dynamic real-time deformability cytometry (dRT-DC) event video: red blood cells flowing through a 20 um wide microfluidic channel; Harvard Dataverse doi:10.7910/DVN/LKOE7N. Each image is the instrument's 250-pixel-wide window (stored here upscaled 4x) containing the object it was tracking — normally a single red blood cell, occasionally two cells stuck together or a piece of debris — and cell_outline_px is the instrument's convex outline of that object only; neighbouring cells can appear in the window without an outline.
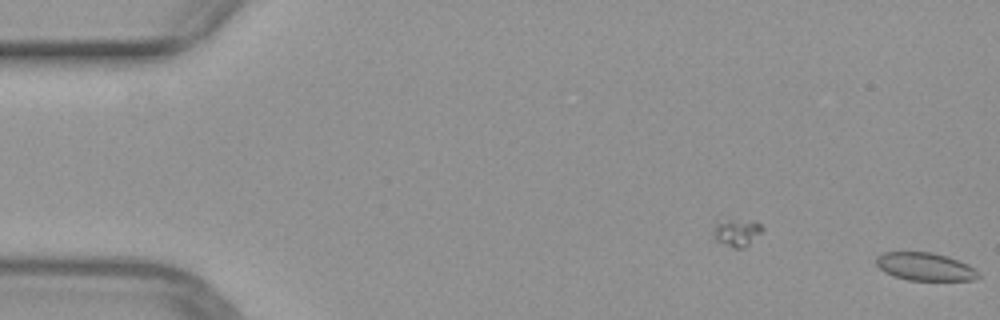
{"species": "common noctule bat (a hibernating species)", "species_latin": "Nyctalus noctula", "temperature_condition": "warm", "stored_images_in_passage": 6, "camera_frame_rate_fps": 3000, "um_per_image_px": 0.085, "animal": {"sex": "female", "body_mass_g": 29.2, "forearm_length_mm": 56.3}, "frame": {"image": 1, "passage_image": 6, "time_ms": 1.667, "image_size_px": [1000, 320], "cell_outline_px": [[980, 276], [976, 280], [908, 280], [892, 276], [884, 272], [876, 264], [876, 256], [880, 252], [932, 252], [948, 256], [968, 264], [980, 272]], "centroid_in_image_um": [78.63, 22.66], "position_along_channel_um": 6.4, "area_um2": 16.88}}